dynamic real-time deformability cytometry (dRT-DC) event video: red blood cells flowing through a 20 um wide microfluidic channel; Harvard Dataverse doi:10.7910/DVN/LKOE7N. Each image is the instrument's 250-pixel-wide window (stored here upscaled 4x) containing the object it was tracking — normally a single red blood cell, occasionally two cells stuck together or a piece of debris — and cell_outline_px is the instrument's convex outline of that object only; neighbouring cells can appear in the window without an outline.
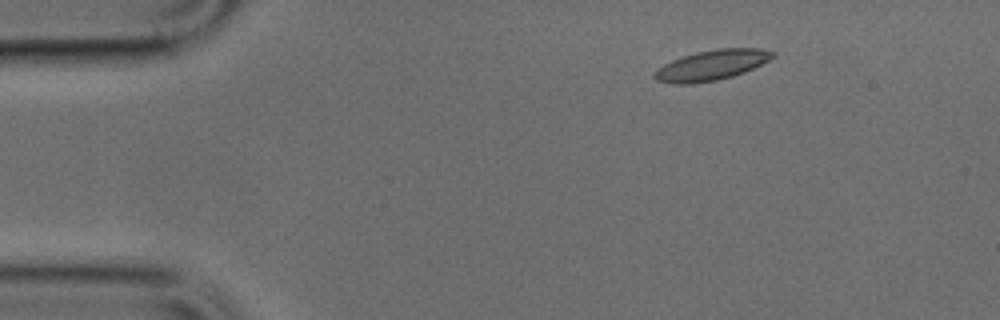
{"species": "common noctule bat (a hibernating species)", "species_latin": "Nyctalus noctula", "temperature_condition": "cold", "stored_images_in_passage": 44, "camera_frame_rate_fps": 3000, "um_per_image_px": 0.085, "animal": {"sex": "male", "body_mass_g": 17.9, "forearm_length_mm": 54.2}, "frame": {"image": 1, "passage_image": 1, "time_ms": 0.0, "image_size_px": [1000, 320], "cell_outline_px": [[776, 56], [744, 72], [732, 76], [716, 80], [692, 84], [672, 84], [656, 80], [652, 76], [664, 64], [672, 60], [696, 52], [716, 48], [760, 48], [776, 52]], "centroid_in_image_um": [60.5, 5.53], "position_along_channel_um": 24.5, "area_um2": 20.69}}
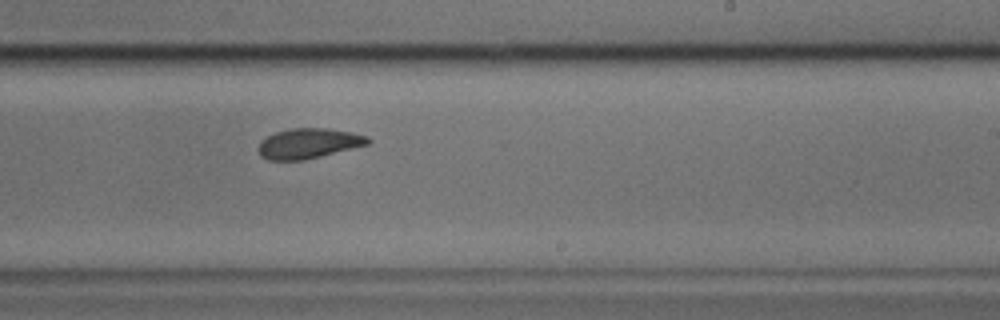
{"frame": {"image": 2, "passage_image": 24, "time_ms": 7.667, "image_size_px": [1000, 320], "cell_outline_px": [[372, 144], [304, 160], [268, 160], [260, 156], [256, 148], [260, 140], [276, 132], [292, 128], [328, 128], [352, 132], [368, 136], [372, 140]], "centroid_in_image_um": [26.25, 12.19], "position_along_channel_um": 262.8, "area_um2": 19.59}}
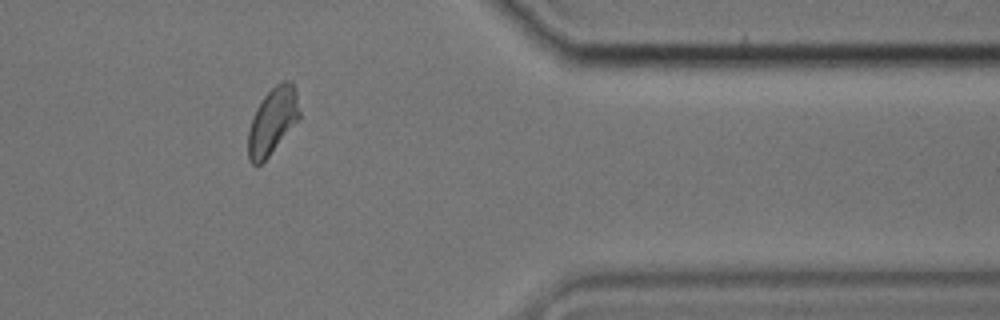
{"frame": {"image": 3, "passage_image": 35, "time_ms": 11.333, "image_size_px": [1000, 320], "cell_outline_px": [[300, 116], [268, 156], [260, 164], [252, 164], [248, 160], [248, 132], [252, 116], [256, 108], [264, 96], [280, 80], [292, 80], [296, 92], [300, 112]], "centroid_in_image_um": [23.15, 10.24], "position_along_channel_um": 388.3, "area_um2": 19.59}}